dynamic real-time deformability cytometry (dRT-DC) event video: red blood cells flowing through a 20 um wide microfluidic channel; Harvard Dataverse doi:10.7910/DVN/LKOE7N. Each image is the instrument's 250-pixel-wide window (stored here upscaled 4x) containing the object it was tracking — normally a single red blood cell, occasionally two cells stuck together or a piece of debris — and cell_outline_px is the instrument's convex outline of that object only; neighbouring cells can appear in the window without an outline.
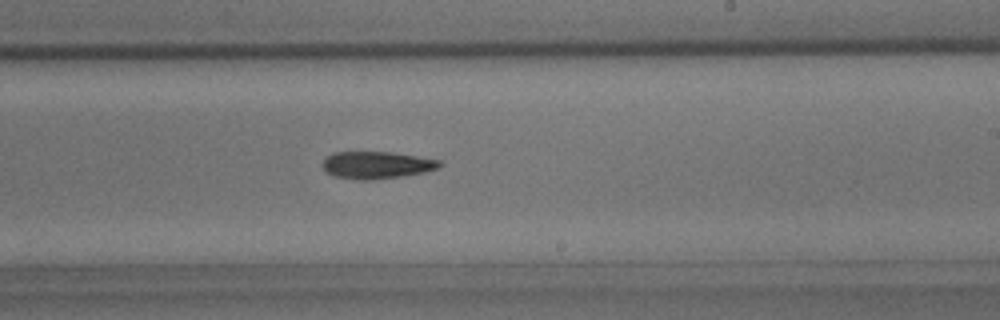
{"species": "common noctule bat (a hibernating species)", "species_latin": "Nyctalus noctula", "temperature_condition": "room temperature", "stored_images_in_passage": 46, "camera_frame_rate_fps": 3000, "um_per_image_px": 0.085, "animal": {"sex": "male", "body_mass_g": 15.6}, "frame": {"image": 1, "passage_image": 27, "time_ms": 8.667, "image_size_px": [1000, 320], "cell_outline_px": [[444, 164], [440, 168], [424, 172], [400, 176], [372, 180], [360, 180], [336, 176], [328, 172], [320, 164], [332, 152], [392, 152], [440, 160]], "centroid_in_image_um": [32.04, 14.02], "position_along_channel_um": 257.0, "area_um2": 18.5}}
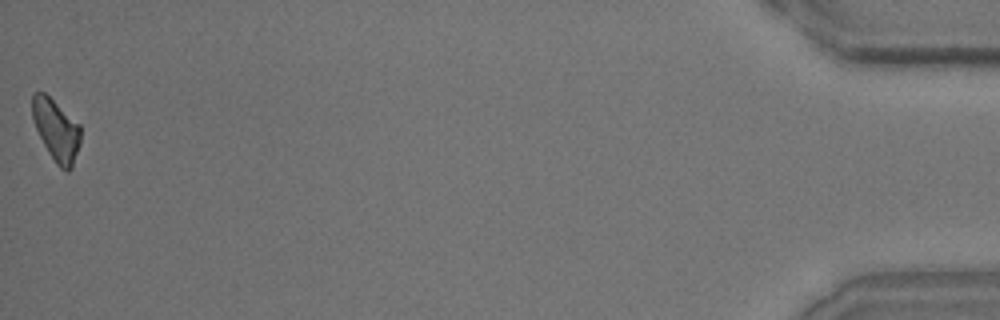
{"frame": {"image": 2, "passage_image": 46, "time_ms": 15.0, "image_size_px": [1000, 320], "cell_outline_px": [[80, 144], [72, 168], [68, 172], [60, 168], [56, 164], [48, 152], [36, 128], [32, 116], [32, 92], [44, 92], [80, 124]], "centroid_in_image_um": [4.79, 11.06], "position_along_channel_um": 430.4, "area_um2": 17.28}}